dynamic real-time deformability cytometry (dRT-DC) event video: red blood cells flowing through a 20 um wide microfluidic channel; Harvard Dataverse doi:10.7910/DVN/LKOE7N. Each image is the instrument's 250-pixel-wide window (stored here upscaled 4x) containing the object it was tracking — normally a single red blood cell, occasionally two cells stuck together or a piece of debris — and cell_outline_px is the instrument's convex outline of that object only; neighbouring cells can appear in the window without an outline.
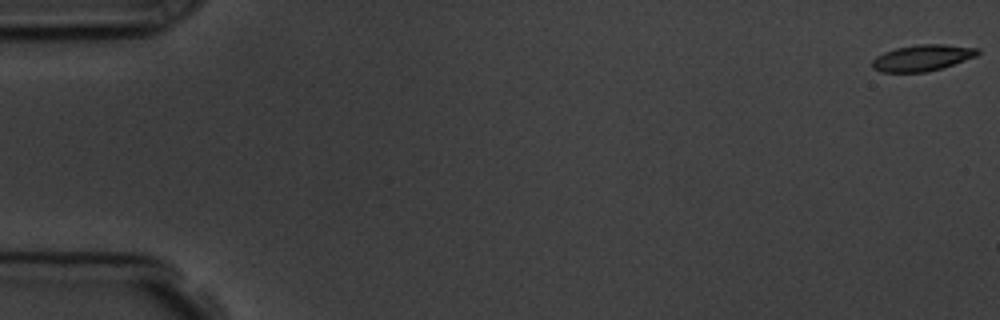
{"species": "common noctule bat (a hibernating species)", "species_latin": "Nyctalus noctula", "temperature_condition": "room temperature", "stored_images_in_passage": 57, "camera_frame_rate_fps": 3000, "um_per_image_px": 0.085, "animal": {"sex": "male", "body_mass_g": 19.5, "forearm_length_mm": 54.6}, "frame": {"image": 1, "passage_image": 1, "time_ms": 0.0, "image_size_px": [1000, 320], "cell_outline_px": [[980, 52], [976, 56], [928, 72], [880, 72], [872, 68], [872, 60], [876, 56], [884, 52], [896, 48], [920, 44], [944, 44], [980, 48]], "centroid_in_image_um": [78.38, 4.91], "position_along_channel_um": 6.6, "area_um2": 16.07}}
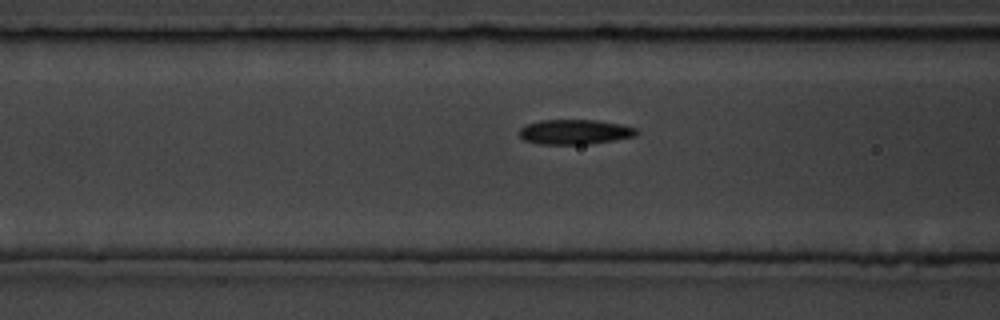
{"frame": {"image": 2, "passage_image": 23, "time_ms": 7.333, "image_size_px": [1000, 320], "cell_outline_px": [[640, 132], [636, 136], [588, 144], [540, 144], [524, 140], [520, 136], [520, 128], [528, 124], [540, 120], [596, 120], [620, 124], [636, 128]], "centroid_in_image_um": [48.88, 11.21], "position_along_channel_um": 117.7, "area_um2": 16.88}}
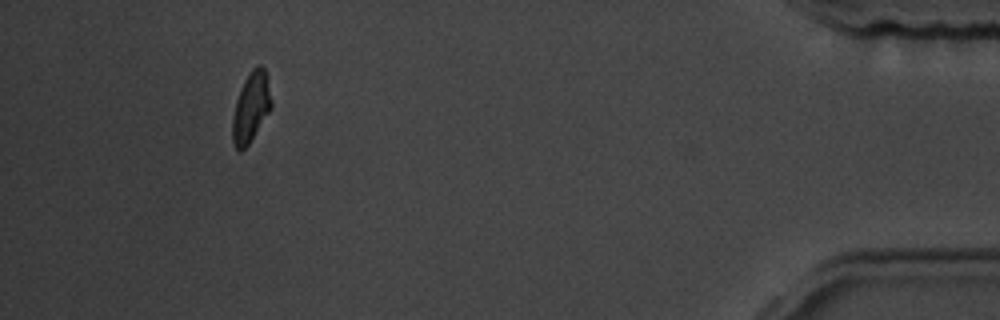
{"frame": {"image": 3, "passage_image": 53, "time_ms": 17.333, "image_size_px": [1000, 320], "cell_outline_px": [[272, 108], [248, 144], [240, 152], [236, 148], [232, 140], [232, 116], [236, 100], [240, 88], [244, 80], [252, 68], [256, 64], [260, 64], [264, 68], [272, 100]], "centroid_in_image_um": [21.32, 9.1], "position_along_channel_um": 413.9, "area_um2": 15.84}, "authors_computed_cell_mechanics": {"area_um2": 16.8776, "velocity_mm_per_s": 3.6116, "shape_relaxation_time_tau1_ms": 4.9659, "shape_relaxation_time_tau2_ms": 5.6239, "deformation_change_tau1": 0.1359, "deformation_change_tau2": 0.1102}}